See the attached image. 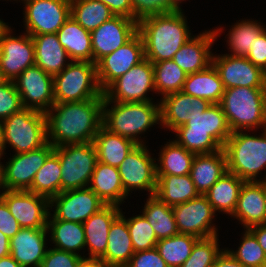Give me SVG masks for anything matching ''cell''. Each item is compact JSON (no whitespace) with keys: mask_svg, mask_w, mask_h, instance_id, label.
<instances>
[{"mask_svg":"<svg viewBox=\"0 0 266 267\" xmlns=\"http://www.w3.org/2000/svg\"><path fill=\"white\" fill-rule=\"evenodd\" d=\"M104 94L79 102L55 103L45 112L47 142L53 147L93 142L103 126Z\"/></svg>","mask_w":266,"mask_h":267,"instance_id":"1","label":"cell"},{"mask_svg":"<svg viewBox=\"0 0 266 267\" xmlns=\"http://www.w3.org/2000/svg\"><path fill=\"white\" fill-rule=\"evenodd\" d=\"M182 10L153 15L138 22L145 58L151 62L172 60L193 35ZM192 35V36H191Z\"/></svg>","mask_w":266,"mask_h":267,"instance_id":"2","label":"cell"},{"mask_svg":"<svg viewBox=\"0 0 266 267\" xmlns=\"http://www.w3.org/2000/svg\"><path fill=\"white\" fill-rule=\"evenodd\" d=\"M173 132L175 141L194 154L221 150L232 134L220 104H211L203 113L188 116L187 122Z\"/></svg>","mask_w":266,"mask_h":267,"instance_id":"3","label":"cell"},{"mask_svg":"<svg viewBox=\"0 0 266 267\" xmlns=\"http://www.w3.org/2000/svg\"><path fill=\"white\" fill-rule=\"evenodd\" d=\"M111 104L113 105L110 108ZM159 123H161L160 103H123L109 101L104 97L103 126L110 132L132 140L137 145L145 144L138 135Z\"/></svg>","mask_w":266,"mask_h":267,"instance_id":"4","label":"cell"},{"mask_svg":"<svg viewBox=\"0 0 266 267\" xmlns=\"http://www.w3.org/2000/svg\"><path fill=\"white\" fill-rule=\"evenodd\" d=\"M220 105L232 132L266 129V88L225 89Z\"/></svg>","mask_w":266,"mask_h":267,"instance_id":"5","label":"cell"},{"mask_svg":"<svg viewBox=\"0 0 266 267\" xmlns=\"http://www.w3.org/2000/svg\"><path fill=\"white\" fill-rule=\"evenodd\" d=\"M262 132L253 136L245 131H234L223 146L228 172L245 182L260 181L256 177L266 169V129Z\"/></svg>","mask_w":266,"mask_h":267,"instance_id":"6","label":"cell"},{"mask_svg":"<svg viewBox=\"0 0 266 267\" xmlns=\"http://www.w3.org/2000/svg\"><path fill=\"white\" fill-rule=\"evenodd\" d=\"M53 82L55 103L86 101L103 93L97 80L96 64L90 61H70L53 76Z\"/></svg>","mask_w":266,"mask_h":267,"instance_id":"7","label":"cell"},{"mask_svg":"<svg viewBox=\"0 0 266 267\" xmlns=\"http://www.w3.org/2000/svg\"><path fill=\"white\" fill-rule=\"evenodd\" d=\"M4 150L9 144L15 154L36 150L47 143L45 112L22 108L3 120Z\"/></svg>","mask_w":266,"mask_h":267,"instance_id":"8","label":"cell"},{"mask_svg":"<svg viewBox=\"0 0 266 267\" xmlns=\"http://www.w3.org/2000/svg\"><path fill=\"white\" fill-rule=\"evenodd\" d=\"M61 166V192L87 188L98 161L94 142L54 147Z\"/></svg>","mask_w":266,"mask_h":267,"instance_id":"9","label":"cell"},{"mask_svg":"<svg viewBox=\"0 0 266 267\" xmlns=\"http://www.w3.org/2000/svg\"><path fill=\"white\" fill-rule=\"evenodd\" d=\"M150 91L156 92L153 64L145 58L126 74L114 80L103 94L107 100L115 102H153L147 97Z\"/></svg>","mask_w":266,"mask_h":267,"instance_id":"10","label":"cell"},{"mask_svg":"<svg viewBox=\"0 0 266 267\" xmlns=\"http://www.w3.org/2000/svg\"><path fill=\"white\" fill-rule=\"evenodd\" d=\"M11 27H0V71L7 81H14L24 70L35 65L34 42L28 33L12 35Z\"/></svg>","mask_w":266,"mask_h":267,"instance_id":"11","label":"cell"},{"mask_svg":"<svg viewBox=\"0 0 266 267\" xmlns=\"http://www.w3.org/2000/svg\"><path fill=\"white\" fill-rule=\"evenodd\" d=\"M121 182L125 193L135 189L149 191L150 195H155L157 188L156 162L147 146L137 145L118 166Z\"/></svg>","mask_w":266,"mask_h":267,"instance_id":"12","label":"cell"},{"mask_svg":"<svg viewBox=\"0 0 266 267\" xmlns=\"http://www.w3.org/2000/svg\"><path fill=\"white\" fill-rule=\"evenodd\" d=\"M24 25L29 35L53 34L70 17V0H25Z\"/></svg>","mask_w":266,"mask_h":267,"instance_id":"13","label":"cell"},{"mask_svg":"<svg viewBox=\"0 0 266 267\" xmlns=\"http://www.w3.org/2000/svg\"><path fill=\"white\" fill-rule=\"evenodd\" d=\"M179 233L199 239L218 235L217 227L212 224L215 211L205 195L172 207Z\"/></svg>","mask_w":266,"mask_h":267,"instance_id":"14","label":"cell"},{"mask_svg":"<svg viewBox=\"0 0 266 267\" xmlns=\"http://www.w3.org/2000/svg\"><path fill=\"white\" fill-rule=\"evenodd\" d=\"M145 59L144 45L137 32L127 43L96 63L99 87L104 91L114 80Z\"/></svg>","mask_w":266,"mask_h":267,"instance_id":"15","label":"cell"},{"mask_svg":"<svg viewBox=\"0 0 266 267\" xmlns=\"http://www.w3.org/2000/svg\"><path fill=\"white\" fill-rule=\"evenodd\" d=\"M53 151L54 147L47 142L36 150L14 154L5 166L2 164L5 190H28L33 183L36 172Z\"/></svg>","mask_w":266,"mask_h":267,"instance_id":"16","label":"cell"},{"mask_svg":"<svg viewBox=\"0 0 266 267\" xmlns=\"http://www.w3.org/2000/svg\"><path fill=\"white\" fill-rule=\"evenodd\" d=\"M14 83L23 108L46 112L55 104L53 76L40 67L27 68Z\"/></svg>","mask_w":266,"mask_h":267,"instance_id":"17","label":"cell"},{"mask_svg":"<svg viewBox=\"0 0 266 267\" xmlns=\"http://www.w3.org/2000/svg\"><path fill=\"white\" fill-rule=\"evenodd\" d=\"M1 198L21 228H47L50 200L28 190H4Z\"/></svg>","mask_w":266,"mask_h":267,"instance_id":"18","label":"cell"},{"mask_svg":"<svg viewBox=\"0 0 266 267\" xmlns=\"http://www.w3.org/2000/svg\"><path fill=\"white\" fill-rule=\"evenodd\" d=\"M106 204L89 187L62 191L50 200L53 216L58 220L84 223Z\"/></svg>","mask_w":266,"mask_h":267,"instance_id":"19","label":"cell"},{"mask_svg":"<svg viewBox=\"0 0 266 267\" xmlns=\"http://www.w3.org/2000/svg\"><path fill=\"white\" fill-rule=\"evenodd\" d=\"M212 64L225 89L234 87L266 88V73L246 57L212 55Z\"/></svg>","mask_w":266,"mask_h":267,"instance_id":"20","label":"cell"},{"mask_svg":"<svg viewBox=\"0 0 266 267\" xmlns=\"http://www.w3.org/2000/svg\"><path fill=\"white\" fill-rule=\"evenodd\" d=\"M138 32V22L134 19L114 15L91 31L92 62L95 64L105 55L117 50Z\"/></svg>","mask_w":266,"mask_h":267,"instance_id":"21","label":"cell"},{"mask_svg":"<svg viewBox=\"0 0 266 267\" xmlns=\"http://www.w3.org/2000/svg\"><path fill=\"white\" fill-rule=\"evenodd\" d=\"M219 27L193 35L173 56L174 61L186 74L202 71L212 64L211 47L221 34Z\"/></svg>","mask_w":266,"mask_h":267,"instance_id":"22","label":"cell"},{"mask_svg":"<svg viewBox=\"0 0 266 267\" xmlns=\"http://www.w3.org/2000/svg\"><path fill=\"white\" fill-rule=\"evenodd\" d=\"M160 103V125L172 132L187 122V117L203 113L211 103L205 99L196 98L183 91L170 93L163 96Z\"/></svg>","mask_w":266,"mask_h":267,"instance_id":"23","label":"cell"},{"mask_svg":"<svg viewBox=\"0 0 266 267\" xmlns=\"http://www.w3.org/2000/svg\"><path fill=\"white\" fill-rule=\"evenodd\" d=\"M47 228H21L10 239V255L22 267H40L45 257Z\"/></svg>","mask_w":266,"mask_h":267,"instance_id":"24","label":"cell"},{"mask_svg":"<svg viewBox=\"0 0 266 267\" xmlns=\"http://www.w3.org/2000/svg\"><path fill=\"white\" fill-rule=\"evenodd\" d=\"M231 216L243 224L244 230L255 225L266 224L264 180L244 182Z\"/></svg>","mask_w":266,"mask_h":267,"instance_id":"25","label":"cell"},{"mask_svg":"<svg viewBox=\"0 0 266 267\" xmlns=\"http://www.w3.org/2000/svg\"><path fill=\"white\" fill-rule=\"evenodd\" d=\"M121 211L120 206L105 205L83 223L87 258L100 259L105 254L110 227Z\"/></svg>","mask_w":266,"mask_h":267,"instance_id":"26","label":"cell"},{"mask_svg":"<svg viewBox=\"0 0 266 267\" xmlns=\"http://www.w3.org/2000/svg\"><path fill=\"white\" fill-rule=\"evenodd\" d=\"M226 172L227 160L223 148L209 154H196L190 170L197 192L204 195Z\"/></svg>","mask_w":266,"mask_h":267,"instance_id":"27","label":"cell"},{"mask_svg":"<svg viewBox=\"0 0 266 267\" xmlns=\"http://www.w3.org/2000/svg\"><path fill=\"white\" fill-rule=\"evenodd\" d=\"M31 36L34 42L36 66L54 76L69 65L71 59L59 42L56 33Z\"/></svg>","mask_w":266,"mask_h":267,"instance_id":"28","label":"cell"},{"mask_svg":"<svg viewBox=\"0 0 266 267\" xmlns=\"http://www.w3.org/2000/svg\"><path fill=\"white\" fill-rule=\"evenodd\" d=\"M134 253L126 217L121 212L110 227L106 251L100 259L109 267H125Z\"/></svg>","mask_w":266,"mask_h":267,"instance_id":"29","label":"cell"},{"mask_svg":"<svg viewBox=\"0 0 266 267\" xmlns=\"http://www.w3.org/2000/svg\"><path fill=\"white\" fill-rule=\"evenodd\" d=\"M106 205L120 204L128 197L125 193L118 167L97 161L88 186Z\"/></svg>","mask_w":266,"mask_h":267,"instance_id":"30","label":"cell"},{"mask_svg":"<svg viewBox=\"0 0 266 267\" xmlns=\"http://www.w3.org/2000/svg\"><path fill=\"white\" fill-rule=\"evenodd\" d=\"M56 34L71 61L92 62L91 33L85 30L71 16Z\"/></svg>","mask_w":266,"mask_h":267,"instance_id":"31","label":"cell"},{"mask_svg":"<svg viewBox=\"0 0 266 267\" xmlns=\"http://www.w3.org/2000/svg\"><path fill=\"white\" fill-rule=\"evenodd\" d=\"M224 90L219 73L213 64L202 71L187 74L182 89L184 93L205 99L211 104H220Z\"/></svg>","mask_w":266,"mask_h":267,"instance_id":"32","label":"cell"},{"mask_svg":"<svg viewBox=\"0 0 266 267\" xmlns=\"http://www.w3.org/2000/svg\"><path fill=\"white\" fill-rule=\"evenodd\" d=\"M98 161L118 167L128 153L137 146L132 140L110 132L102 126L94 138Z\"/></svg>","mask_w":266,"mask_h":267,"instance_id":"33","label":"cell"},{"mask_svg":"<svg viewBox=\"0 0 266 267\" xmlns=\"http://www.w3.org/2000/svg\"><path fill=\"white\" fill-rule=\"evenodd\" d=\"M51 214L48 217L47 229L50 232L48 234H51L49 237L54 243V248L80 255L79 251L85 249L83 223L58 220Z\"/></svg>","mask_w":266,"mask_h":267,"instance_id":"34","label":"cell"},{"mask_svg":"<svg viewBox=\"0 0 266 267\" xmlns=\"http://www.w3.org/2000/svg\"><path fill=\"white\" fill-rule=\"evenodd\" d=\"M157 188L155 195L168 206L185 203L199 195L188 175H156Z\"/></svg>","mask_w":266,"mask_h":267,"instance_id":"35","label":"cell"},{"mask_svg":"<svg viewBox=\"0 0 266 267\" xmlns=\"http://www.w3.org/2000/svg\"><path fill=\"white\" fill-rule=\"evenodd\" d=\"M244 182L237 175L226 172L204 195L215 212L232 215Z\"/></svg>","mask_w":266,"mask_h":267,"instance_id":"36","label":"cell"},{"mask_svg":"<svg viewBox=\"0 0 266 267\" xmlns=\"http://www.w3.org/2000/svg\"><path fill=\"white\" fill-rule=\"evenodd\" d=\"M158 163L156 162V175H188L196 154L187 151L174 139L167 142L161 149Z\"/></svg>","mask_w":266,"mask_h":267,"instance_id":"37","label":"cell"},{"mask_svg":"<svg viewBox=\"0 0 266 267\" xmlns=\"http://www.w3.org/2000/svg\"><path fill=\"white\" fill-rule=\"evenodd\" d=\"M142 214L154 229L158 240L179 233L172 207L162 202L156 195L148 196Z\"/></svg>","mask_w":266,"mask_h":267,"instance_id":"38","label":"cell"},{"mask_svg":"<svg viewBox=\"0 0 266 267\" xmlns=\"http://www.w3.org/2000/svg\"><path fill=\"white\" fill-rule=\"evenodd\" d=\"M61 166L59 156L53 151L36 172L28 191L51 200L61 193Z\"/></svg>","mask_w":266,"mask_h":267,"instance_id":"39","label":"cell"},{"mask_svg":"<svg viewBox=\"0 0 266 267\" xmlns=\"http://www.w3.org/2000/svg\"><path fill=\"white\" fill-rule=\"evenodd\" d=\"M70 16L85 30L91 32L114 14L108 6L98 0H70Z\"/></svg>","mask_w":266,"mask_h":267,"instance_id":"40","label":"cell"},{"mask_svg":"<svg viewBox=\"0 0 266 267\" xmlns=\"http://www.w3.org/2000/svg\"><path fill=\"white\" fill-rule=\"evenodd\" d=\"M199 238L178 233L172 237L158 240L155 248L168 267H180L192 253Z\"/></svg>","mask_w":266,"mask_h":267,"instance_id":"41","label":"cell"},{"mask_svg":"<svg viewBox=\"0 0 266 267\" xmlns=\"http://www.w3.org/2000/svg\"><path fill=\"white\" fill-rule=\"evenodd\" d=\"M228 33L227 43L231 49V56L246 57L251 49L254 39L257 38L266 28L258 21L245 19L231 26Z\"/></svg>","mask_w":266,"mask_h":267,"instance_id":"42","label":"cell"},{"mask_svg":"<svg viewBox=\"0 0 266 267\" xmlns=\"http://www.w3.org/2000/svg\"><path fill=\"white\" fill-rule=\"evenodd\" d=\"M156 93L161 96L182 91L187 74L172 60L152 62Z\"/></svg>","mask_w":266,"mask_h":267,"instance_id":"43","label":"cell"},{"mask_svg":"<svg viewBox=\"0 0 266 267\" xmlns=\"http://www.w3.org/2000/svg\"><path fill=\"white\" fill-rule=\"evenodd\" d=\"M242 236L238 250H226L245 267H266V254L256 237L248 229Z\"/></svg>","mask_w":266,"mask_h":267,"instance_id":"44","label":"cell"},{"mask_svg":"<svg viewBox=\"0 0 266 267\" xmlns=\"http://www.w3.org/2000/svg\"><path fill=\"white\" fill-rule=\"evenodd\" d=\"M218 235L198 239L192 253L180 267H212L224 249L219 248Z\"/></svg>","mask_w":266,"mask_h":267,"instance_id":"45","label":"cell"},{"mask_svg":"<svg viewBox=\"0 0 266 267\" xmlns=\"http://www.w3.org/2000/svg\"><path fill=\"white\" fill-rule=\"evenodd\" d=\"M126 221L134 252L155 248L158 239L154 229L143 214L132 216Z\"/></svg>","mask_w":266,"mask_h":267,"instance_id":"46","label":"cell"},{"mask_svg":"<svg viewBox=\"0 0 266 267\" xmlns=\"http://www.w3.org/2000/svg\"><path fill=\"white\" fill-rule=\"evenodd\" d=\"M134 12V20L139 22L143 18L172 13L178 11L169 0H130Z\"/></svg>","mask_w":266,"mask_h":267,"instance_id":"47","label":"cell"},{"mask_svg":"<svg viewBox=\"0 0 266 267\" xmlns=\"http://www.w3.org/2000/svg\"><path fill=\"white\" fill-rule=\"evenodd\" d=\"M23 108L20 94L14 81H5L0 85V120H5Z\"/></svg>","mask_w":266,"mask_h":267,"instance_id":"48","label":"cell"},{"mask_svg":"<svg viewBox=\"0 0 266 267\" xmlns=\"http://www.w3.org/2000/svg\"><path fill=\"white\" fill-rule=\"evenodd\" d=\"M85 256L66 252L56 248H49L45 253L40 267H80Z\"/></svg>","mask_w":266,"mask_h":267,"instance_id":"49","label":"cell"},{"mask_svg":"<svg viewBox=\"0 0 266 267\" xmlns=\"http://www.w3.org/2000/svg\"><path fill=\"white\" fill-rule=\"evenodd\" d=\"M125 267H168L156 248L137 251Z\"/></svg>","mask_w":266,"mask_h":267,"instance_id":"50","label":"cell"},{"mask_svg":"<svg viewBox=\"0 0 266 267\" xmlns=\"http://www.w3.org/2000/svg\"><path fill=\"white\" fill-rule=\"evenodd\" d=\"M254 40L246 58L266 72V29Z\"/></svg>","mask_w":266,"mask_h":267,"instance_id":"51","label":"cell"},{"mask_svg":"<svg viewBox=\"0 0 266 267\" xmlns=\"http://www.w3.org/2000/svg\"><path fill=\"white\" fill-rule=\"evenodd\" d=\"M20 229L18 221L10 213L6 202L0 198V231L11 239Z\"/></svg>","mask_w":266,"mask_h":267,"instance_id":"52","label":"cell"},{"mask_svg":"<svg viewBox=\"0 0 266 267\" xmlns=\"http://www.w3.org/2000/svg\"><path fill=\"white\" fill-rule=\"evenodd\" d=\"M109 7L114 15L134 19V12L130 0H98Z\"/></svg>","mask_w":266,"mask_h":267,"instance_id":"53","label":"cell"},{"mask_svg":"<svg viewBox=\"0 0 266 267\" xmlns=\"http://www.w3.org/2000/svg\"><path fill=\"white\" fill-rule=\"evenodd\" d=\"M212 267H245L237 259H235L226 248L217 257Z\"/></svg>","mask_w":266,"mask_h":267,"instance_id":"54","label":"cell"},{"mask_svg":"<svg viewBox=\"0 0 266 267\" xmlns=\"http://www.w3.org/2000/svg\"><path fill=\"white\" fill-rule=\"evenodd\" d=\"M248 230L256 237L266 254V224L255 225L248 228Z\"/></svg>","mask_w":266,"mask_h":267,"instance_id":"55","label":"cell"},{"mask_svg":"<svg viewBox=\"0 0 266 267\" xmlns=\"http://www.w3.org/2000/svg\"><path fill=\"white\" fill-rule=\"evenodd\" d=\"M10 238L0 231V258L10 255Z\"/></svg>","mask_w":266,"mask_h":267,"instance_id":"56","label":"cell"},{"mask_svg":"<svg viewBox=\"0 0 266 267\" xmlns=\"http://www.w3.org/2000/svg\"><path fill=\"white\" fill-rule=\"evenodd\" d=\"M80 267H109L102 259L84 258Z\"/></svg>","mask_w":266,"mask_h":267,"instance_id":"57","label":"cell"},{"mask_svg":"<svg viewBox=\"0 0 266 267\" xmlns=\"http://www.w3.org/2000/svg\"><path fill=\"white\" fill-rule=\"evenodd\" d=\"M0 267H22L11 255L0 258Z\"/></svg>","mask_w":266,"mask_h":267,"instance_id":"58","label":"cell"},{"mask_svg":"<svg viewBox=\"0 0 266 267\" xmlns=\"http://www.w3.org/2000/svg\"><path fill=\"white\" fill-rule=\"evenodd\" d=\"M3 120H0V159L4 156Z\"/></svg>","mask_w":266,"mask_h":267,"instance_id":"59","label":"cell"},{"mask_svg":"<svg viewBox=\"0 0 266 267\" xmlns=\"http://www.w3.org/2000/svg\"><path fill=\"white\" fill-rule=\"evenodd\" d=\"M1 161V159H0ZM2 188V192H0V198L3 195L5 188H4V184H3V174H2V162H0V189Z\"/></svg>","mask_w":266,"mask_h":267,"instance_id":"60","label":"cell"},{"mask_svg":"<svg viewBox=\"0 0 266 267\" xmlns=\"http://www.w3.org/2000/svg\"><path fill=\"white\" fill-rule=\"evenodd\" d=\"M169 1L178 11H180L182 10L180 7V3L185 0H169Z\"/></svg>","mask_w":266,"mask_h":267,"instance_id":"61","label":"cell"},{"mask_svg":"<svg viewBox=\"0 0 266 267\" xmlns=\"http://www.w3.org/2000/svg\"><path fill=\"white\" fill-rule=\"evenodd\" d=\"M5 78L3 77L1 71H0V85L3 84L5 82Z\"/></svg>","mask_w":266,"mask_h":267,"instance_id":"62","label":"cell"},{"mask_svg":"<svg viewBox=\"0 0 266 267\" xmlns=\"http://www.w3.org/2000/svg\"><path fill=\"white\" fill-rule=\"evenodd\" d=\"M264 190H265V199H266V180H264Z\"/></svg>","mask_w":266,"mask_h":267,"instance_id":"63","label":"cell"},{"mask_svg":"<svg viewBox=\"0 0 266 267\" xmlns=\"http://www.w3.org/2000/svg\"><path fill=\"white\" fill-rule=\"evenodd\" d=\"M4 23H5V22L2 21V20L0 19V27H1Z\"/></svg>","mask_w":266,"mask_h":267,"instance_id":"64","label":"cell"}]
</instances>
